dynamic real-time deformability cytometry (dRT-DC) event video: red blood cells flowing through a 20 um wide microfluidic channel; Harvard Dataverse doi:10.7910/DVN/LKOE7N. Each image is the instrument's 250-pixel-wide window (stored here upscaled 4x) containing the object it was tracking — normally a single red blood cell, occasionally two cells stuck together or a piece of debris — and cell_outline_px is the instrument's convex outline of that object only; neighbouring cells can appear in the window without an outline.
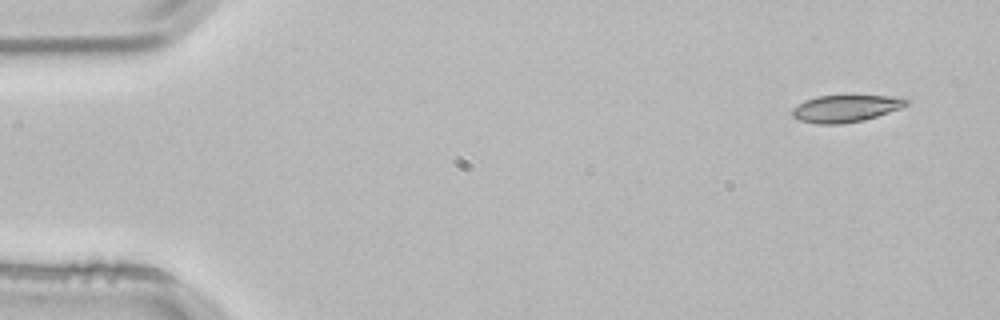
{"species": "common noctule bat (a hibernating species)", "species_latin": "Nyctalus noctula", "temperature_condition": "room temperature", "stored_images_in_passage": 3, "camera_frame_rate_fps": 3000, "um_per_image_px": 0.085, "animal": {"sex": "male", "body_mass_g": 21.5, "forearm_length_mm": 52.0}, "frame": {"image": 1, "passage_image": 1, "time_ms": 0.0, "image_size_px": [1000, 320], "cell_outline_px": [[912, 100], [908, 104], [900, 108], [864, 120], [840, 124], [820, 124], [800, 120], [792, 116], [792, 108], [804, 100], [816, 96], [892, 96]], "centroid_in_image_um": [71.86, 9.22], "position_along_channel_um": 13.1, "area_um2": 17.86}}